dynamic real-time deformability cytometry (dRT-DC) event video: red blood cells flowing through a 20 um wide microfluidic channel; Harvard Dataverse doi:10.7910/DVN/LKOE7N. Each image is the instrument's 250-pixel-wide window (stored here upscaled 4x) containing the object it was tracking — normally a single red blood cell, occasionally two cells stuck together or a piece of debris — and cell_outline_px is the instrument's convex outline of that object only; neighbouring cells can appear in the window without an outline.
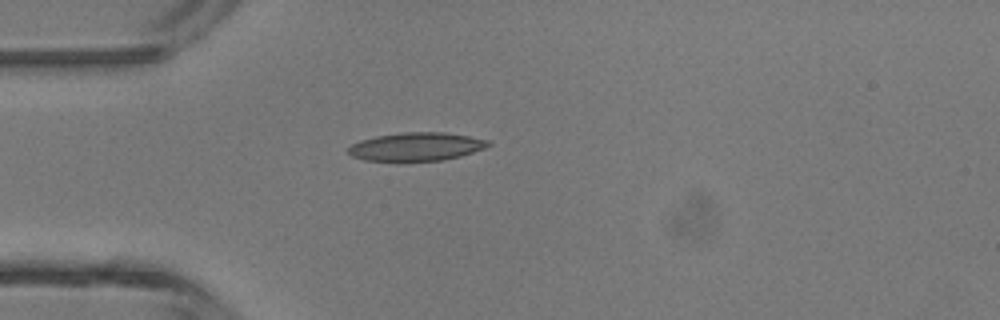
{"species": "common noctule bat (a hibernating species)", "species_latin": "Nyctalus noctula", "temperature_condition": "room temperature", "stored_images_in_passage": 4, "camera_frame_rate_fps": 3000, "um_per_image_px": 0.085, "animal": {"sex": "male", "body_mass_g": 13.3}, "frame": {"image": 1, "passage_image": 4, "time_ms": 1.0, "image_size_px": [1000, 320], "cell_outline_px": [[492, 144], [484, 148], [460, 156], [444, 160], [396, 164], [364, 160], [352, 156], [348, 152], [348, 148], [352, 144], [360, 140], [376, 136], [400, 132], [444, 132], [468, 136], [488, 140]], "centroid_in_image_um": [35.32, 12.51], "position_along_channel_um": 49.7, "area_um2": 23.99}}